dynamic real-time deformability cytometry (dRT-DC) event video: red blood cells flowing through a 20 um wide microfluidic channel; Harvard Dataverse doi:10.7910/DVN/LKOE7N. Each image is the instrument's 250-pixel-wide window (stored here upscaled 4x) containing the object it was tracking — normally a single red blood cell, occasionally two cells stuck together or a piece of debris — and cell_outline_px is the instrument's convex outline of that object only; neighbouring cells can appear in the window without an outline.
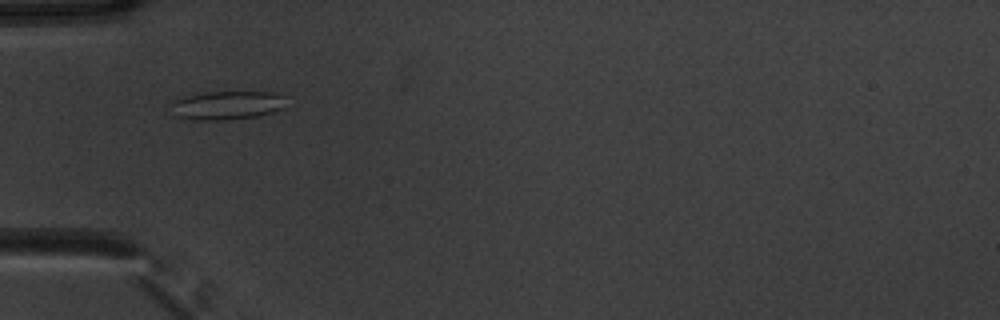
{"species": "common noctule bat (a hibernating species)", "species_latin": "Nyctalus noctula", "temperature_condition": "warm", "stored_images_in_passage": 51, "camera_frame_rate_fps": 3000, "um_per_image_px": 0.085, "animal": {"sex": "male", "body_mass_g": 20.1, "forearm_length_mm": 53.5}, "frame": {"image": 1, "passage_image": 16, "time_ms": 5.0, "image_size_px": [1000, 320], "cell_outline_px": [[284, 108], [260, 116], [224, 120], [192, 120], [172, 116], [168, 104], [172, 100], [184, 96], [200, 92], [272, 92], [284, 96]], "centroid_in_image_um": [19.18, 8.96], "position_along_channel_um": 65.8, "area_um2": 19.77}}
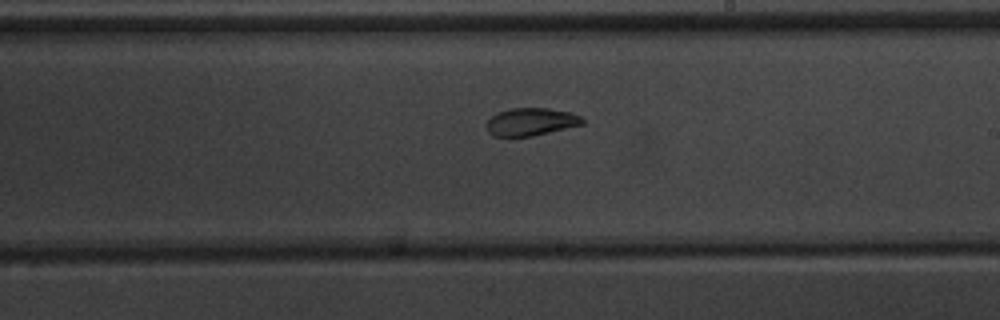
{"frame": {"image": 2, "passage_image": 30, "time_ms": 9.667, "image_size_px": [1000, 320], "cell_outline_px": [[584, 124], [532, 136], [492, 136], [488, 132], [488, 120], [496, 112], [512, 108], [548, 108], [568, 112], [580, 116], [584, 120]], "centroid_in_image_um": [45.12, 10.35], "position_along_channel_um": 243.9, "area_um2": 15.32}}
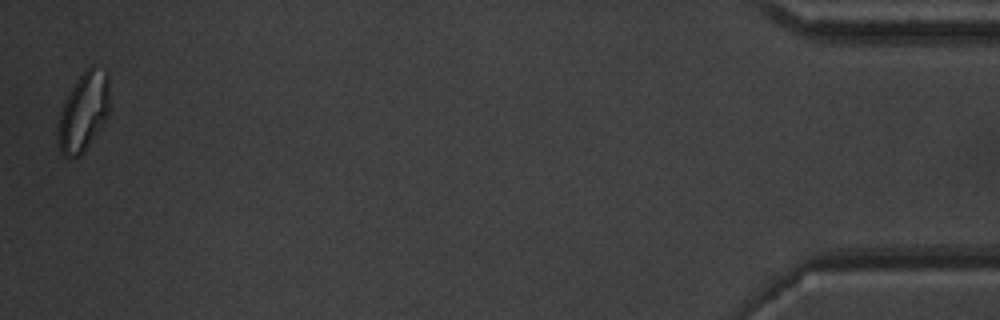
{"frame": {"image": 3, "passage_image": 51, "time_ms": 16.667, "image_size_px": [1000, 320], "cell_outline_px": [[108, 116], [84, 152], [80, 156], [68, 160], [60, 152], [56, 140], [56, 132], [60, 112], [76, 80], [92, 64], [108, 72]], "centroid_in_image_um": [7.07, 9.57], "position_along_channel_um": 428.1, "area_um2": 23.81}, "authors_computed_cell_mechanics": {"area_um2": 19.5942, "velocity_mm_per_s": 3.8471, "shape_relaxation_time_tau1_ms": 10.0238, "shape_relaxation_time_tau2_ms": 1.8861, "deformation_change_tau1": 0.1727, "deformation_change_tau2": 0.0672}}